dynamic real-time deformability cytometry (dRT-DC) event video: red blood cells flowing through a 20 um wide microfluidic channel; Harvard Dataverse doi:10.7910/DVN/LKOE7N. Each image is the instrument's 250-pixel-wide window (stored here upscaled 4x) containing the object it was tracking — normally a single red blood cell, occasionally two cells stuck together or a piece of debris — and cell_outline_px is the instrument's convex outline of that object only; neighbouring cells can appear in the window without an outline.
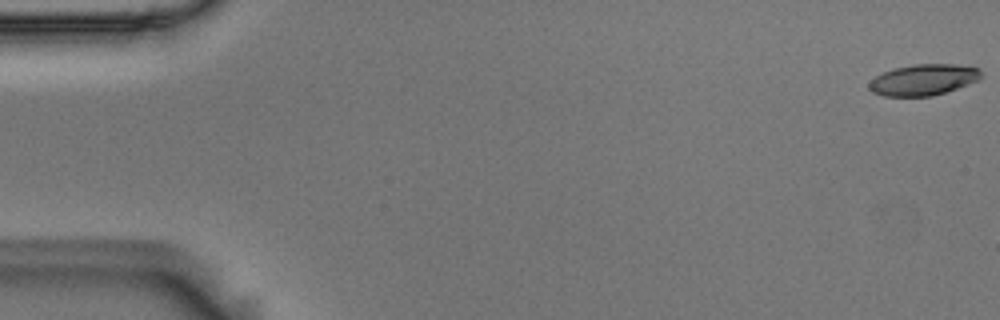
{"species": "Egyptian fruit bat (a non-hibernating species)", "species_latin": "Rousettus aegyptiacus", "temperature_condition": "room temperature", "stored_images_in_passage": 3, "camera_frame_rate_fps": 3000, "um_per_image_px": 0.085, "animal": {"sex": "male"}, "frame": {"image": 1, "passage_image": 1, "time_ms": 0.0, "image_size_px": [1000, 320], "cell_outline_px": [[980, 76], [976, 80], [956, 88], [932, 96], [884, 96], [872, 92], [868, 88], [868, 84], [876, 76], [884, 72], [896, 68], [912, 64], [956, 64], [980, 68]], "centroid_in_image_um": [78.45, 6.78], "position_along_channel_um": 6.6, "area_um2": 20.0}}